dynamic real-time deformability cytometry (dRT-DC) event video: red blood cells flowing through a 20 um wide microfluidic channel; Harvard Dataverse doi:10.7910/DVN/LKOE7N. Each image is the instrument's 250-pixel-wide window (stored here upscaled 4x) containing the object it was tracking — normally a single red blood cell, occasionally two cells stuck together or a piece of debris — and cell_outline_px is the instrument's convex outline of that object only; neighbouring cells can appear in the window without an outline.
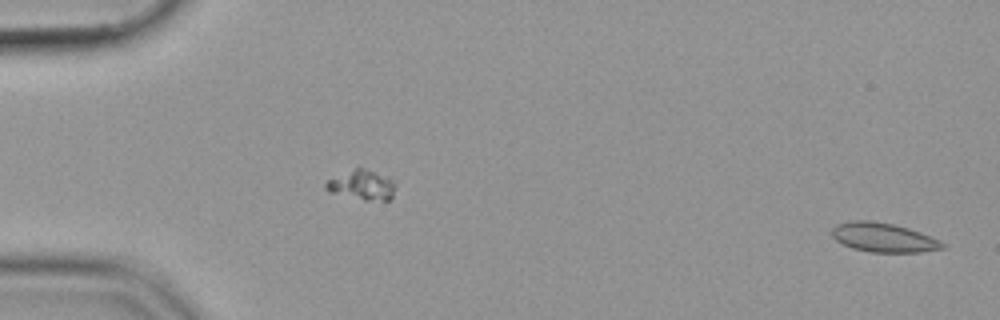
{"species": "common noctule bat (a hibernating species)", "species_latin": "Nyctalus noctula", "temperature_condition": "cold", "stored_images_in_passage": 54, "camera_frame_rate_fps": 3000, "um_per_image_px": 0.085, "animal": {"sex": "female", "body_mass_g": 19.9}, "frame": {"image": 1, "passage_image": 1, "time_ms": 0.0, "image_size_px": [1000, 320], "cell_outline_px": [[944, 248], [920, 252], [868, 252], [852, 248], [836, 240], [832, 236], [832, 228], [836, 224], [848, 220], [872, 220], [892, 224], [908, 228], [920, 232], [940, 240], [944, 244]], "centroid_in_image_um": [75.06, 20.18], "position_along_channel_um": 9.9, "area_um2": 18.84}}
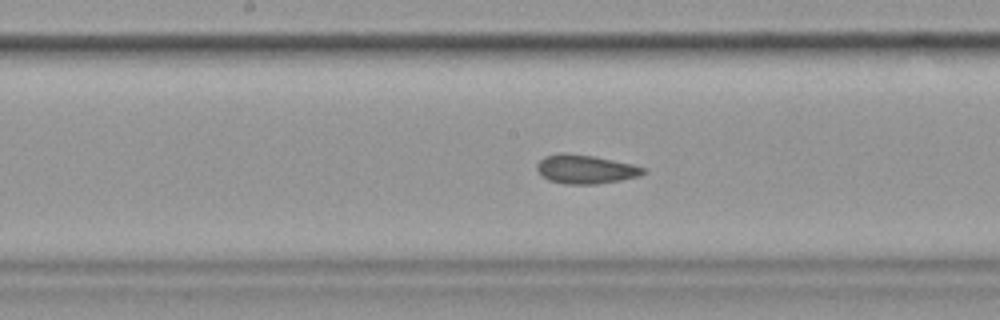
{"frame": {"image": 2, "passage_image": 28, "time_ms": 9.0, "image_size_px": [1000, 320], "cell_outline_px": [[648, 172], [640, 176], [620, 180], [596, 184], [564, 184], [548, 180], [536, 168], [536, 164], [544, 156], [560, 152], [564, 152], [592, 156], [632, 164], [644, 168]], "centroid_in_image_um": [49.76, 14.38], "position_along_channel_um": 198.4, "area_um2": 17.86}}
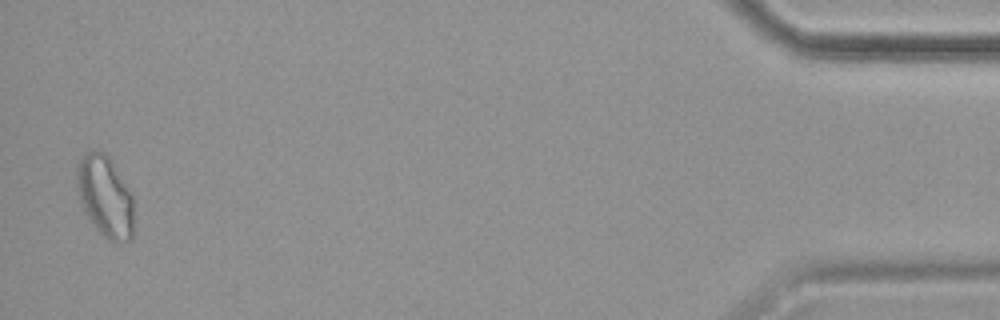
{"frame": {"image": 3, "passage_image": 53, "time_ms": 17.333, "image_size_px": [1000, 320], "cell_outline_px": [[132, 240], [108, 240], [92, 224], [80, 200], [76, 184], [76, 164], [88, 152], [104, 152], [112, 160], [132, 192]], "centroid_in_image_um": [8.93, 16.66], "position_along_channel_um": 426.3, "area_um2": 26.65}}